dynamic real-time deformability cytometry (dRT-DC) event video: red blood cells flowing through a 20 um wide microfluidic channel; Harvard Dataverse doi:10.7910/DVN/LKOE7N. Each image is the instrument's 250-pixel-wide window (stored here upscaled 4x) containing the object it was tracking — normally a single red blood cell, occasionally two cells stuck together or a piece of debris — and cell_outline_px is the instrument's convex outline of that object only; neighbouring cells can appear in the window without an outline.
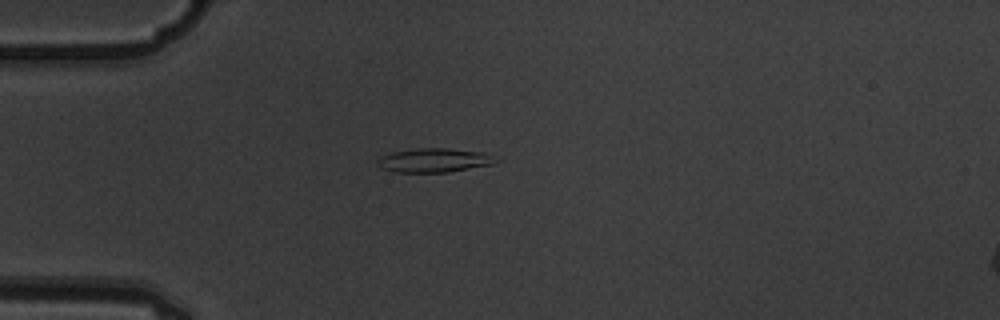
{"species": "common noctule bat (a hibernating species)", "species_latin": "Nyctalus noctula", "temperature_condition": "warm", "stored_images_in_passage": 5, "camera_frame_rate_fps": 3000, "um_per_image_px": 0.085, "animal": {"sex": "male", "body_mass_g": 19.5, "forearm_length_mm": 54.6}, "frame": {"image": 1, "passage_image": 5, "time_ms": 1.333, "image_size_px": [1000, 320], "cell_outline_px": [[504, 160], [496, 164], [448, 172], [392, 172], [380, 168], [376, 164], [376, 160], [380, 156], [392, 152], [416, 148], [448, 148], [484, 152]], "centroid_in_image_um": [36.95, 13.62], "position_along_channel_um": 48.1, "area_um2": 17.05}}